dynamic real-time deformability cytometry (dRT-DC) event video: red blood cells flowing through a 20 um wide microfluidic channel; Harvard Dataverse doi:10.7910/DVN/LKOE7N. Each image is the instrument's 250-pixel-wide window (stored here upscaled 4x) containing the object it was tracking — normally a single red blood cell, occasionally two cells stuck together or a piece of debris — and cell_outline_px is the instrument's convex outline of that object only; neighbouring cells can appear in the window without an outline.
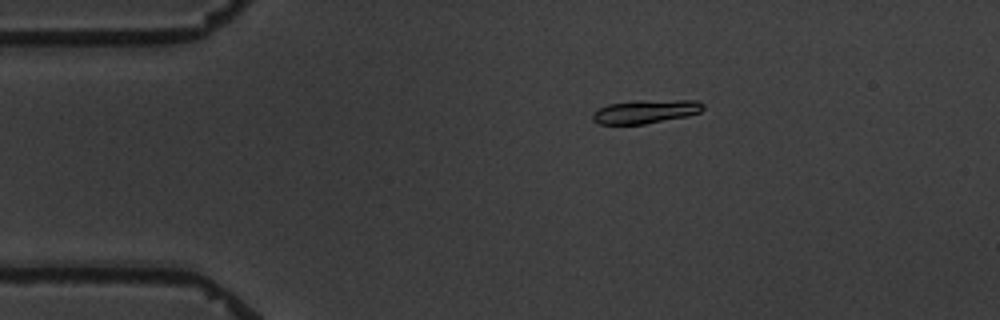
{"species": "common noctule bat (a hibernating species)", "species_latin": "Nyctalus noctula", "temperature_condition": "warm", "stored_images_in_passage": 5, "camera_frame_rate_fps": 3000, "um_per_image_px": 0.085, "animal": {"sex": "male", "body_mass_g": 19.5, "forearm_length_mm": 54.6}, "frame": {"image": 1, "passage_image": 3, "time_ms": 2.333, "image_size_px": [1000, 320], "cell_outline_px": [[704, 108], [700, 112], [688, 116], [644, 124], [600, 124], [592, 120], [592, 116], [600, 108], [608, 104], [636, 100], [696, 100], [704, 104]], "centroid_in_image_um": [54.91, 9.47], "position_along_channel_um": 30.1, "area_um2": 15.2}}